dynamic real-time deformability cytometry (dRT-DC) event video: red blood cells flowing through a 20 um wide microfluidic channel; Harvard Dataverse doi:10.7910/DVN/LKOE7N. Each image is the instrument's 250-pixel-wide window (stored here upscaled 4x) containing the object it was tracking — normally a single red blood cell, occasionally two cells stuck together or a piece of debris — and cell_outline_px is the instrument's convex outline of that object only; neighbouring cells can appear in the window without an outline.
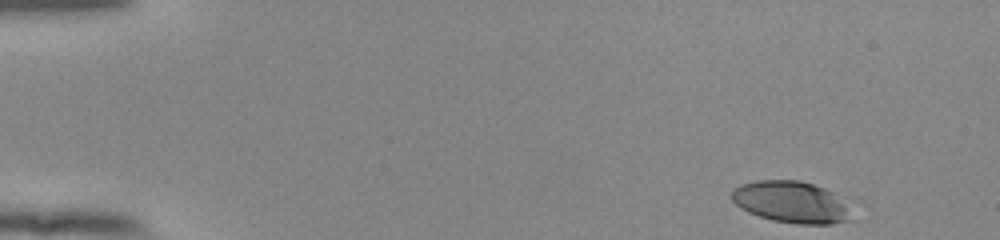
{"species": "human", "species_latin": "Homo sapiens", "temperature_condition": "room temperature", "stored_images_in_passage": 50, "camera_frame_rate_fps": 3000, "um_per_image_px": 0.085, "donor": {"sex": "female"}, "frame": {"image": 1, "passage_image": 1, "time_ms": 0.0, "image_size_px": [1000, 240], "cell_outline_px": [[856, 220], [832, 224], [796, 224], [772, 220], [748, 212], [740, 208], [732, 200], [732, 188], [740, 184], [756, 180], [800, 180], [852, 196]], "centroid_in_image_um": [67.5, 17.18], "position_along_channel_um": 17.5, "area_um2": 30.98}}
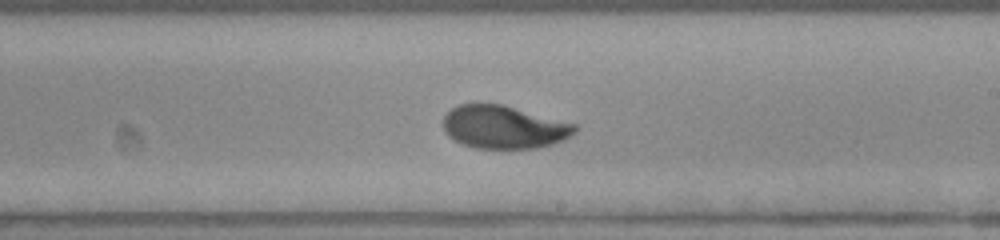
{"frame": {"image": 2, "passage_image": 29, "time_ms": 9.333, "image_size_px": [1000, 240], "cell_outline_px": [[576, 132], [564, 140], [552, 144], [536, 148], [476, 148], [464, 144], [448, 136], [444, 132], [444, 116], [456, 104], [504, 104], [576, 124]], "centroid_in_image_um": [42.84, 10.79], "position_along_channel_um": 246.2, "area_um2": 32.95}}
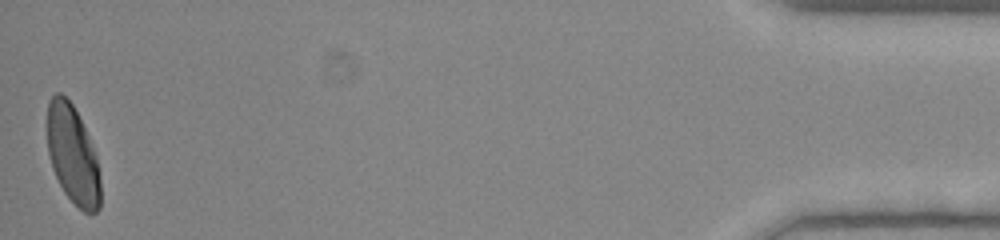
{"frame": {"image": 3, "passage_image": 50, "time_ms": 16.333, "image_size_px": [1000, 240], "cell_outline_px": [[100, 208], [96, 212], [84, 212], [64, 192], [52, 168], [48, 152], [48, 100], [56, 92], [60, 92], [72, 104], [88, 136], [96, 156], [100, 172]], "centroid_in_image_um": [6.19, 13.16], "position_along_channel_um": 429.0, "area_um2": 30.11}, "authors_computed_cell_mechanics": {"area_um2": 32.8304, "velocity_mm_per_s": 3.837, "shape_relaxation_time_tau1_ms": 4.8921, "shape_relaxation_time_tau2_ms": 0.9347, "deformation_change_tau1": 0.1891, "deformation_change_tau2": 0.0455}}